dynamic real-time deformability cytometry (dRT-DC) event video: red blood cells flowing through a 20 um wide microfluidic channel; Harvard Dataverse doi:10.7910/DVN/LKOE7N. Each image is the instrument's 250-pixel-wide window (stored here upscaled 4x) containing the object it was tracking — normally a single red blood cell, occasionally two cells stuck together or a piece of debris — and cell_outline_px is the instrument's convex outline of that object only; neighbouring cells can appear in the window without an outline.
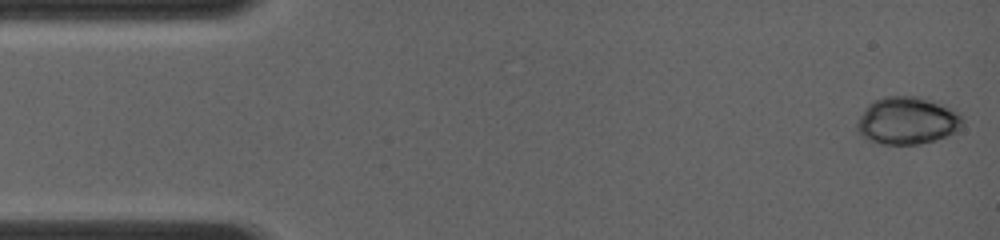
{"species": "common noctule bat (a hibernating species)", "species_latin": "Nyctalus noctula", "temperature_condition": "room temperature", "stored_images_in_passage": 4, "camera_frame_rate_fps": 4000, "um_per_image_px": 0.085, "animal": {"sex": "female", "body_mass_g": 19.0, "forearm_length_mm": 56.7}, "frame": {"image": 1, "passage_image": 1, "time_ms": 0.0, "image_size_px": [1000, 240], "cell_outline_px": [[964, 120], [956, 132], [936, 140], [920, 144], [880, 144], [868, 140], [856, 132], [856, 124], [864, 108], [872, 100], [884, 96], [920, 96], [948, 104], [960, 112]], "centroid_in_image_um": [77.13, 10.23], "position_along_channel_um": 7.9, "area_um2": 29.94}}